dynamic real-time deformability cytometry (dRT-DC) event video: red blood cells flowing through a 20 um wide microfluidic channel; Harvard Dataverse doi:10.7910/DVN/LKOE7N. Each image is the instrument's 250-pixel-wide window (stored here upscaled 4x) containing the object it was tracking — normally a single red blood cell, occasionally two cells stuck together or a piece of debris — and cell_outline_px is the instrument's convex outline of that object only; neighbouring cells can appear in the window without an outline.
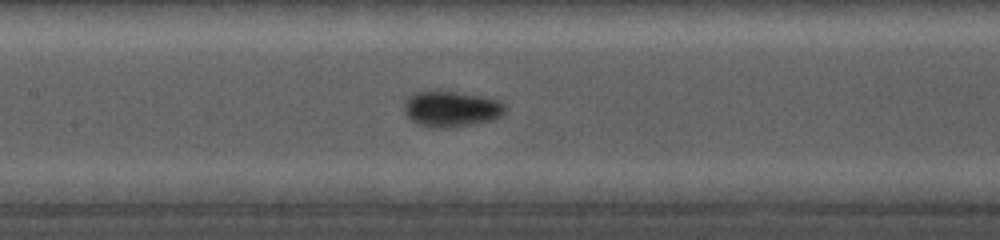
{"species": "common noctule bat (a hibernating species)", "species_latin": "Nyctalus noctula", "temperature_condition": "cold", "stored_images_in_passage": 21, "camera_frame_rate_fps": 5000, "um_per_image_px": 0.085, "animal": {"sex": "female", "body_mass_g": 19.0, "forearm_length_mm": 56.7}, "frame": {"image": 1, "passage_image": 11, "time_ms": 7.2, "image_size_px": [1000, 240], "cell_outline_px": [[504, 116], [492, 120], [452, 128], [440, 128], [416, 124], [404, 112], [404, 100], [412, 92], [424, 88], [440, 88], [464, 92], [484, 96], [500, 100], [504, 104]], "centroid_in_image_um": [38.31, 9.19], "position_along_channel_um": 169.1, "area_um2": 22.25}}
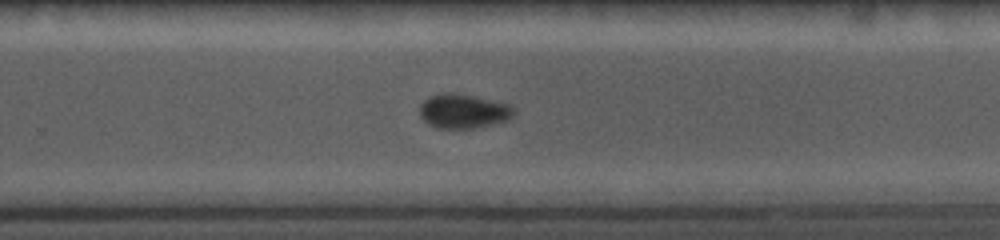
{"frame": {"image": 2, "passage_image": 15, "time_ms": 10.4, "image_size_px": [1000, 240], "cell_outline_px": [[516, 112], [508, 120], [492, 124], [472, 128], [436, 128], [428, 124], [420, 116], [420, 104], [424, 100], [432, 96], [444, 92], [452, 92], [472, 96], [508, 104], [516, 108]], "centroid_in_image_um": [39.38, 9.45], "position_along_channel_um": 290.4, "area_um2": 18.73}}
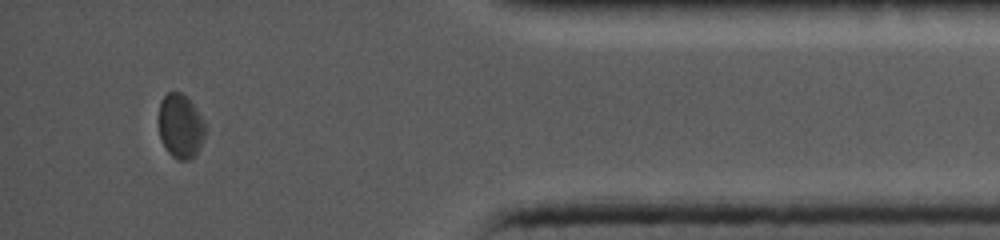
{"frame": {"image": 3, "passage_image": 20, "time_ms": 14.4, "image_size_px": [1000, 240], "cell_outline_px": [[208, 128], [200, 148], [188, 160], [180, 160], [172, 156], [168, 152], [160, 136], [160, 100], [168, 92], [180, 92], [196, 108], [204, 120]], "centroid_in_image_um": [15.38, 10.72], "position_along_channel_um": 419.8, "area_um2": 17.22}}